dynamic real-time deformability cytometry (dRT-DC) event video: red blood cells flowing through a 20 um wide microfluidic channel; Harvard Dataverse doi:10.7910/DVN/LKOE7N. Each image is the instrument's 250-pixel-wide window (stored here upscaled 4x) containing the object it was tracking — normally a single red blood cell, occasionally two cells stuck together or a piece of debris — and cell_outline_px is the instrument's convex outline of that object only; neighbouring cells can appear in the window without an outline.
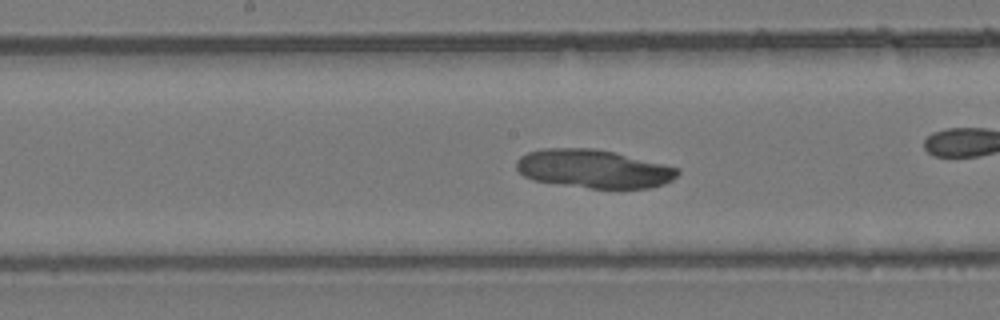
{"species": "common noctule bat (a hibernating species)", "species_latin": "Nyctalus noctula", "temperature_condition": "room temperature", "stored_images_in_passage": 38, "camera_frame_rate_fps": 3000, "um_per_image_px": 0.085, "animal": {"sex": "female", "body_mass_g": 24.6, "forearm_length_mm": 56.2}, "frame": {"image": 1, "passage_image": 27, "time_ms": 8.667, "image_size_px": [1000, 320], "cell_outline_px": [[680, 172], [672, 180], [664, 184], [648, 188], [588, 188], [532, 180], [524, 176], [516, 168], [516, 160], [520, 156], [528, 152], [544, 148], [596, 148], [616, 152], [680, 168]], "centroid_in_image_um": [50.46, 14.34], "position_along_channel_um": 197.7, "area_um2": 36.3}}
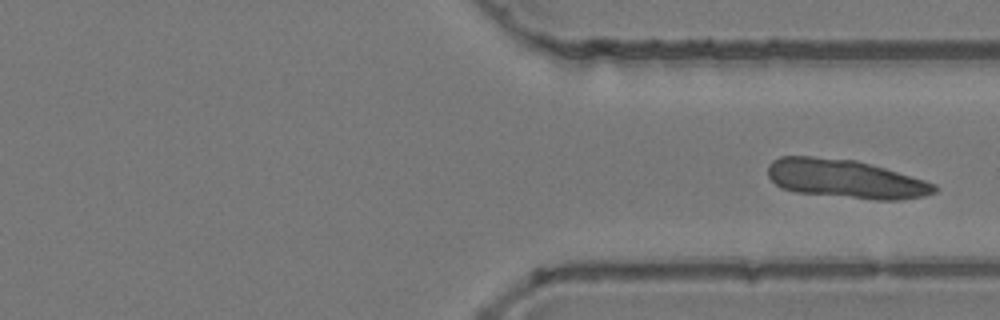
{"frame": {"image": 2, "passage_image": 38, "time_ms": 12.333, "image_size_px": [1000, 320], "cell_outline_px": [[940, 188], [936, 192], [924, 196], [896, 200], [876, 200], [796, 192], [780, 188], [768, 176], [768, 164], [772, 160], [780, 156], [812, 156], [856, 160], [884, 168], [924, 180], [936, 184]], "centroid_in_image_um": [71.85, 15.2], "position_along_channel_um": 339.6, "area_um2": 37.57}}